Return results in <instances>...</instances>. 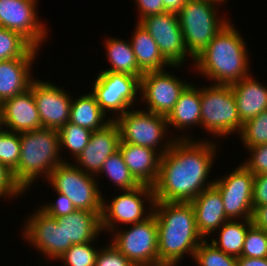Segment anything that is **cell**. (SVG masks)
Masks as SVG:
<instances>
[{"label":"cell","instance_id":"obj_39","mask_svg":"<svg viewBox=\"0 0 267 266\" xmlns=\"http://www.w3.org/2000/svg\"><path fill=\"white\" fill-rule=\"evenodd\" d=\"M251 156L242 163L255 176L267 174V143L259 146H254L247 149Z\"/></svg>","mask_w":267,"mask_h":266},{"label":"cell","instance_id":"obj_19","mask_svg":"<svg viewBox=\"0 0 267 266\" xmlns=\"http://www.w3.org/2000/svg\"><path fill=\"white\" fill-rule=\"evenodd\" d=\"M6 130L16 133L42 128L34 95L30 89L1 103Z\"/></svg>","mask_w":267,"mask_h":266},{"label":"cell","instance_id":"obj_4","mask_svg":"<svg viewBox=\"0 0 267 266\" xmlns=\"http://www.w3.org/2000/svg\"><path fill=\"white\" fill-rule=\"evenodd\" d=\"M21 153L14 180L25 192L40 174L48 179L50 173L66 160L60 158L59 132L52 128L20 133ZM60 155V156H59Z\"/></svg>","mask_w":267,"mask_h":266},{"label":"cell","instance_id":"obj_40","mask_svg":"<svg viewBox=\"0 0 267 266\" xmlns=\"http://www.w3.org/2000/svg\"><path fill=\"white\" fill-rule=\"evenodd\" d=\"M22 188L14 180L13 173L5 165L0 163V198L19 197L23 194Z\"/></svg>","mask_w":267,"mask_h":266},{"label":"cell","instance_id":"obj_20","mask_svg":"<svg viewBox=\"0 0 267 266\" xmlns=\"http://www.w3.org/2000/svg\"><path fill=\"white\" fill-rule=\"evenodd\" d=\"M190 203L194 208L198 233L203 240L229 220L225 215L221 194L214 185L204 189Z\"/></svg>","mask_w":267,"mask_h":266},{"label":"cell","instance_id":"obj_11","mask_svg":"<svg viewBox=\"0 0 267 266\" xmlns=\"http://www.w3.org/2000/svg\"><path fill=\"white\" fill-rule=\"evenodd\" d=\"M94 79L92 94L102 111H113L116 115L112 120L124 114L136 101L137 92L140 91V78L125 73L100 71ZM139 90V91H138Z\"/></svg>","mask_w":267,"mask_h":266},{"label":"cell","instance_id":"obj_18","mask_svg":"<svg viewBox=\"0 0 267 266\" xmlns=\"http://www.w3.org/2000/svg\"><path fill=\"white\" fill-rule=\"evenodd\" d=\"M119 143V130L111 119L103 128L91 133L87 146L75 159L79 164L77 167L87 174L99 175L103 163L118 150Z\"/></svg>","mask_w":267,"mask_h":266},{"label":"cell","instance_id":"obj_35","mask_svg":"<svg viewBox=\"0 0 267 266\" xmlns=\"http://www.w3.org/2000/svg\"><path fill=\"white\" fill-rule=\"evenodd\" d=\"M20 153V133L5 129L0 134V163L13 172L18 166Z\"/></svg>","mask_w":267,"mask_h":266},{"label":"cell","instance_id":"obj_21","mask_svg":"<svg viewBox=\"0 0 267 266\" xmlns=\"http://www.w3.org/2000/svg\"><path fill=\"white\" fill-rule=\"evenodd\" d=\"M118 149L131 174L140 184L153 186L156 183L161 158L156 150L125 142H120Z\"/></svg>","mask_w":267,"mask_h":266},{"label":"cell","instance_id":"obj_34","mask_svg":"<svg viewBox=\"0 0 267 266\" xmlns=\"http://www.w3.org/2000/svg\"><path fill=\"white\" fill-rule=\"evenodd\" d=\"M244 146L248 149L267 143V109L260 115L243 124L239 133Z\"/></svg>","mask_w":267,"mask_h":266},{"label":"cell","instance_id":"obj_48","mask_svg":"<svg viewBox=\"0 0 267 266\" xmlns=\"http://www.w3.org/2000/svg\"><path fill=\"white\" fill-rule=\"evenodd\" d=\"M214 1L225 2V0H214Z\"/></svg>","mask_w":267,"mask_h":266},{"label":"cell","instance_id":"obj_16","mask_svg":"<svg viewBox=\"0 0 267 266\" xmlns=\"http://www.w3.org/2000/svg\"><path fill=\"white\" fill-rule=\"evenodd\" d=\"M29 89L34 95L42 127L59 130L69 122L72 102L69 93L40 79H34Z\"/></svg>","mask_w":267,"mask_h":266},{"label":"cell","instance_id":"obj_33","mask_svg":"<svg viewBox=\"0 0 267 266\" xmlns=\"http://www.w3.org/2000/svg\"><path fill=\"white\" fill-rule=\"evenodd\" d=\"M193 259L198 266H237V257L225 254L207 239L199 244Z\"/></svg>","mask_w":267,"mask_h":266},{"label":"cell","instance_id":"obj_9","mask_svg":"<svg viewBox=\"0 0 267 266\" xmlns=\"http://www.w3.org/2000/svg\"><path fill=\"white\" fill-rule=\"evenodd\" d=\"M124 231L113 230L112 244L135 266H158V226L152 212Z\"/></svg>","mask_w":267,"mask_h":266},{"label":"cell","instance_id":"obj_30","mask_svg":"<svg viewBox=\"0 0 267 266\" xmlns=\"http://www.w3.org/2000/svg\"><path fill=\"white\" fill-rule=\"evenodd\" d=\"M38 50L20 33L0 27V61L35 58Z\"/></svg>","mask_w":267,"mask_h":266},{"label":"cell","instance_id":"obj_44","mask_svg":"<svg viewBox=\"0 0 267 266\" xmlns=\"http://www.w3.org/2000/svg\"><path fill=\"white\" fill-rule=\"evenodd\" d=\"M251 220L255 227L267 232V204L255 207Z\"/></svg>","mask_w":267,"mask_h":266},{"label":"cell","instance_id":"obj_28","mask_svg":"<svg viewBox=\"0 0 267 266\" xmlns=\"http://www.w3.org/2000/svg\"><path fill=\"white\" fill-rule=\"evenodd\" d=\"M105 49L107 50V59L111 65L110 71L115 73H125L141 78L144 74L138 67L136 57L131 43L126 40L117 38H107L105 41Z\"/></svg>","mask_w":267,"mask_h":266},{"label":"cell","instance_id":"obj_46","mask_svg":"<svg viewBox=\"0 0 267 266\" xmlns=\"http://www.w3.org/2000/svg\"><path fill=\"white\" fill-rule=\"evenodd\" d=\"M187 0H163L165 12L178 14Z\"/></svg>","mask_w":267,"mask_h":266},{"label":"cell","instance_id":"obj_2","mask_svg":"<svg viewBox=\"0 0 267 266\" xmlns=\"http://www.w3.org/2000/svg\"><path fill=\"white\" fill-rule=\"evenodd\" d=\"M152 211L158 226V266H175L186 253L194 257L203 238L191 203L155 201Z\"/></svg>","mask_w":267,"mask_h":266},{"label":"cell","instance_id":"obj_7","mask_svg":"<svg viewBox=\"0 0 267 266\" xmlns=\"http://www.w3.org/2000/svg\"><path fill=\"white\" fill-rule=\"evenodd\" d=\"M200 98L203 129L217 137L240 133L243 124L230 85L212 84L206 88L202 87Z\"/></svg>","mask_w":267,"mask_h":266},{"label":"cell","instance_id":"obj_31","mask_svg":"<svg viewBox=\"0 0 267 266\" xmlns=\"http://www.w3.org/2000/svg\"><path fill=\"white\" fill-rule=\"evenodd\" d=\"M99 173H105L122 191L132 190L141 185L131 174L119 149L107 158Z\"/></svg>","mask_w":267,"mask_h":266},{"label":"cell","instance_id":"obj_25","mask_svg":"<svg viewBox=\"0 0 267 266\" xmlns=\"http://www.w3.org/2000/svg\"><path fill=\"white\" fill-rule=\"evenodd\" d=\"M134 35L131 39L136 61L139 69L143 72L164 70L165 66L178 67L171 65L161 54L157 43L150 34L137 22Z\"/></svg>","mask_w":267,"mask_h":266},{"label":"cell","instance_id":"obj_5","mask_svg":"<svg viewBox=\"0 0 267 266\" xmlns=\"http://www.w3.org/2000/svg\"><path fill=\"white\" fill-rule=\"evenodd\" d=\"M214 0H187L177 14L184 42L192 60L202 53L212 39L230 21L218 18ZM226 20V21H225Z\"/></svg>","mask_w":267,"mask_h":266},{"label":"cell","instance_id":"obj_14","mask_svg":"<svg viewBox=\"0 0 267 266\" xmlns=\"http://www.w3.org/2000/svg\"><path fill=\"white\" fill-rule=\"evenodd\" d=\"M168 73L165 69L146 72L140 78L141 101L147 103V111L168 116L189 83Z\"/></svg>","mask_w":267,"mask_h":266},{"label":"cell","instance_id":"obj_15","mask_svg":"<svg viewBox=\"0 0 267 266\" xmlns=\"http://www.w3.org/2000/svg\"><path fill=\"white\" fill-rule=\"evenodd\" d=\"M37 3L36 0H0V27L20 33L39 48L47 41V27L38 19Z\"/></svg>","mask_w":267,"mask_h":266},{"label":"cell","instance_id":"obj_26","mask_svg":"<svg viewBox=\"0 0 267 266\" xmlns=\"http://www.w3.org/2000/svg\"><path fill=\"white\" fill-rule=\"evenodd\" d=\"M167 122L169 128L173 126L180 130L190 128L192 125H201L200 88L190 83L185 87L167 116Z\"/></svg>","mask_w":267,"mask_h":266},{"label":"cell","instance_id":"obj_32","mask_svg":"<svg viewBox=\"0 0 267 266\" xmlns=\"http://www.w3.org/2000/svg\"><path fill=\"white\" fill-rule=\"evenodd\" d=\"M60 138V148L66 147L70 150V154L74 160L79 156L83 149L87 146L91 130L68 122L65 126L58 130Z\"/></svg>","mask_w":267,"mask_h":266},{"label":"cell","instance_id":"obj_17","mask_svg":"<svg viewBox=\"0 0 267 266\" xmlns=\"http://www.w3.org/2000/svg\"><path fill=\"white\" fill-rule=\"evenodd\" d=\"M27 218L23 228L24 238L46 258L59 259L65 253L63 225H58L56 219L47 215L40 207L34 215Z\"/></svg>","mask_w":267,"mask_h":266},{"label":"cell","instance_id":"obj_37","mask_svg":"<svg viewBox=\"0 0 267 266\" xmlns=\"http://www.w3.org/2000/svg\"><path fill=\"white\" fill-rule=\"evenodd\" d=\"M241 256L247 258L267 257V232L252 224L247 230Z\"/></svg>","mask_w":267,"mask_h":266},{"label":"cell","instance_id":"obj_47","mask_svg":"<svg viewBox=\"0 0 267 266\" xmlns=\"http://www.w3.org/2000/svg\"><path fill=\"white\" fill-rule=\"evenodd\" d=\"M4 126H5V123H4L3 109L0 104V134L5 130L4 128H2Z\"/></svg>","mask_w":267,"mask_h":266},{"label":"cell","instance_id":"obj_1","mask_svg":"<svg viewBox=\"0 0 267 266\" xmlns=\"http://www.w3.org/2000/svg\"><path fill=\"white\" fill-rule=\"evenodd\" d=\"M216 143L205 139H175L171 148L161 156L159 174L152 186L154 200L161 202H191L204 189L214 184L208 181ZM207 180V181H206Z\"/></svg>","mask_w":267,"mask_h":266},{"label":"cell","instance_id":"obj_13","mask_svg":"<svg viewBox=\"0 0 267 266\" xmlns=\"http://www.w3.org/2000/svg\"><path fill=\"white\" fill-rule=\"evenodd\" d=\"M155 40L163 57L171 64H184L188 51L176 13L164 12L138 22ZM186 57V58H185Z\"/></svg>","mask_w":267,"mask_h":266},{"label":"cell","instance_id":"obj_29","mask_svg":"<svg viewBox=\"0 0 267 266\" xmlns=\"http://www.w3.org/2000/svg\"><path fill=\"white\" fill-rule=\"evenodd\" d=\"M252 225L251 219L227 220L218 230V240L212 239L211 243L225 254L240 257L248 228Z\"/></svg>","mask_w":267,"mask_h":266},{"label":"cell","instance_id":"obj_12","mask_svg":"<svg viewBox=\"0 0 267 266\" xmlns=\"http://www.w3.org/2000/svg\"><path fill=\"white\" fill-rule=\"evenodd\" d=\"M255 175L243 164L221 179L214 181L219 190L225 215L229 220L251 219L253 213V184Z\"/></svg>","mask_w":267,"mask_h":266},{"label":"cell","instance_id":"obj_24","mask_svg":"<svg viewBox=\"0 0 267 266\" xmlns=\"http://www.w3.org/2000/svg\"><path fill=\"white\" fill-rule=\"evenodd\" d=\"M36 58H14L0 61V104L22 94L33 81L30 70Z\"/></svg>","mask_w":267,"mask_h":266},{"label":"cell","instance_id":"obj_22","mask_svg":"<svg viewBox=\"0 0 267 266\" xmlns=\"http://www.w3.org/2000/svg\"><path fill=\"white\" fill-rule=\"evenodd\" d=\"M102 212L76 210L66 216L55 218L58 225H63L65 233V252L75 244L93 242L101 228Z\"/></svg>","mask_w":267,"mask_h":266},{"label":"cell","instance_id":"obj_43","mask_svg":"<svg viewBox=\"0 0 267 266\" xmlns=\"http://www.w3.org/2000/svg\"><path fill=\"white\" fill-rule=\"evenodd\" d=\"M139 10V22L148 16L164 13L163 0H135Z\"/></svg>","mask_w":267,"mask_h":266},{"label":"cell","instance_id":"obj_27","mask_svg":"<svg viewBox=\"0 0 267 266\" xmlns=\"http://www.w3.org/2000/svg\"><path fill=\"white\" fill-rule=\"evenodd\" d=\"M106 115L91 92L77 99L72 98L69 122L93 132L111 121V118L104 119Z\"/></svg>","mask_w":267,"mask_h":266},{"label":"cell","instance_id":"obj_38","mask_svg":"<svg viewBox=\"0 0 267 266\" xmlns=\"http://www.w3.org/2000/svg\"><path fill=\"white\" fill-rule=\"evenodd\" d=\"M95 266H135L112 243L98 251Z\"/></svg>","mask_w":267,"mask_h":266},{"label":"cell","instance_id":"obj_10","mask_svg":"<svg viewBox=\"0 0 267 266\" xmlns=\"http://www.w3.org/2000/svg\"><path fill=\"white\" fill-rule=\"evenodd\" d=\"M142 198L149 202L147 205H150L151 209L149 208V212L147 211V213L145 212L146 208L144 206L145 200ZM105 202L103 199L101 228L102 231L107 232L108 230V232H112L118 229V222L123 223V225L125 223L131 225L141 222L151 215L155 202L153 187L141 184L135 189L124 190L120 195L115 196L110 201V204Z\"/></svg>","mask_w":267,"mask_h":266},{"label":"cell","instance_id":"obj_42","mask_svg":"<svg viewBox=\"0 0 267 266\" xmlns=\"http://www.w3.org/2000/svg\"><path fill=\"white\" fill-rule=\"evenodd\" d=\"M252 203L253 209L267 204V174L254 177Z\"/></svg>","mask_w":267,"mask_h":266},{"label":"cell","instance_id":"obj_23","mask_svg":"<svg viewBox=\"0 0 267 266\" xmlns=\"http://www.w3.org/2000/svg\"><path fill=\"white\" fill-rule=\"evenodd\" d=\"M230 86L242 124L267 109V87L252 78L251 74Z\"/></svg>","mask_w":267,"mask_h":266},{"label":"cell","instance_id":"obj_45","mask_svg":"<svg viewBox=\"0 0 267 266\" xmlns=\"http://www.w3.org/2000/svg\"><path fill=\"white\" fill-rule=\"evenodd\" d=\"M237 266H267V257L265 258H247L237 257Z\"/></svg>","mask_w":267,"mask_h":266},{"label":"cell","instance_id":"obj_6","mask_svg":"<svg viewBox=\"0 0 267 266\" xmlns=\"http://www.w3.org/2000/svg\"><path fill=\"white\" fill-rule=\"evenodd\" d=\"M113 121L118 127L120 142L149 147L158 151L161 156L171 148L176 138L190 139L182 134L180 137L165 140L164 137L168 133L166 132L168 130L167 117L147 110H127L124 114L115 117ZM162 139L165 143H161Z\"/></svg>","mask_w":267,"mask_h":266},{"label":"cell","instance_id":"obj_41","mask_svg":"<svg viewBox=\"0 0 267 266\" xmlns=\"http://www.w3.org/2000/svg\"><path fill=\"white\" fill-rule=\"evenodd\" d=\"M56 194H58V198L56 199L55 203L53 202L50 203L49 205L44 204L40 208L47 215L54 218H58L66 216L77 210L74 204L70 201V199L66 195L61 194L59 192H56Z\"/></svg>","mask_w":267,"mask_h":266},{"label":"cell","instance_id":"obj_3","mask_svg":"<svg viewBox=\"0 0 267 266\" xmlns=\"http://www.w3.org/2000/svg\"><path fill=\"white\" fill-rule=\"evenodd\" d=\"M233 25L229 21L194 60V69L214 84L231 85L250 75L246 43Z\"/></svg>","mask_w":267,"mask_h":266},{"label":"cell","instance_id":"obj_8","mask_svg":"<svg viewBox=\"0 0 267 266\" xmlns=\"http://www.w3.org/2000/svg\"><path fill=\"white\" fill-rule=\"evenodd\" d=\"M95 177L66 161L59 164L46 180L55 192L66 195L77 210L102 212L103 197Z\"/></svg>","mask_w":267,"mask_h":266},{"label":"cell","instance_id":"obj_36","mask_svg":"<svg viewBox=\"0 0 267 266\" xmlns=\"http://www.w3.org/2000/svg\"><path fill=\"white\" fill-rule=\"evenodd\" d=\"M92 242L72 245L58 260L64 266H95L99 249H95Z\"/></svg>","mask_w":267,"mask_h":266}]
</instances>
